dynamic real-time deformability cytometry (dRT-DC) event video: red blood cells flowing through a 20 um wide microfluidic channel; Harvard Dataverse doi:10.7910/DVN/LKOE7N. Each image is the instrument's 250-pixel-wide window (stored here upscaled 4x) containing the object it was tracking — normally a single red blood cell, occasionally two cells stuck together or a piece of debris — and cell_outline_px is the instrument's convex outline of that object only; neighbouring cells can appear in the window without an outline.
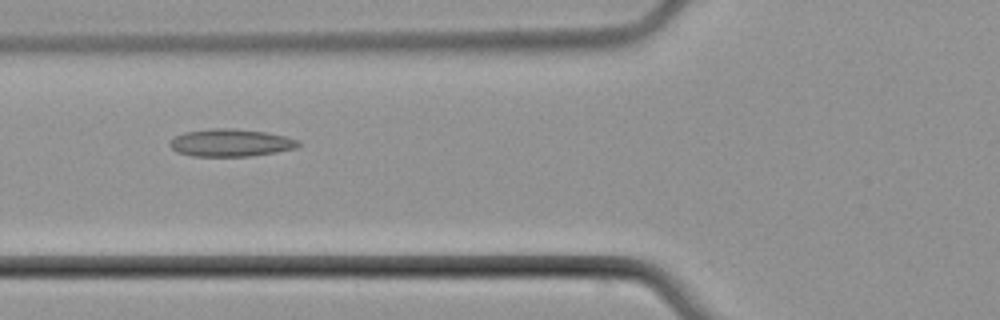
{"species": "common noctule bat (a hibernating species)", "species_latin": "Nyctalus noctula", "temperature_condition": "cold", "stored_images_in_passage": 6, "camera_frame_rate_fps": 3000, "um_per_image_px": 0.085, "animal": {"sex": "male", "body_mass_g": 21.5, "forearm_length_mm": 52.0}, "frame": {"image": 1, "passage_image": 4, "time_ms": 4.0, "image_size_px": [1000, 320], "cell_outline_px": [[300, 144], [296, 148], [276, 152], [252, 156], [192, 156], [176, 152], [168, 144], [176, 136], [184, 132], [212, 128], [232, 128], [268, 132], [300, 140]], "centroid_in_image_um": [19.62, 12.13], "position_along_channel_um": 106.2, "area_um2": 20.69}}
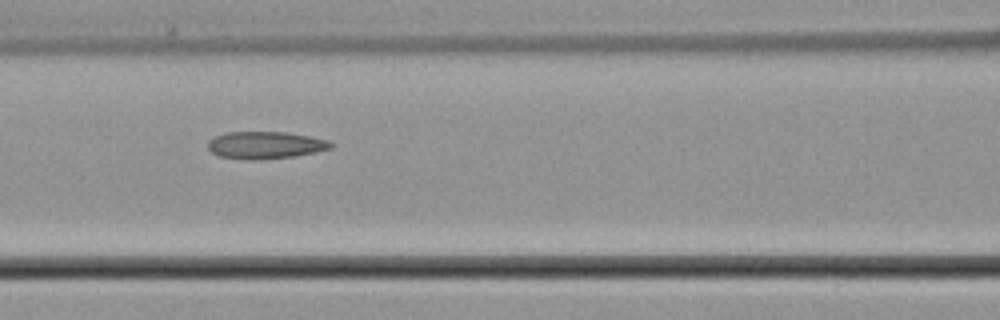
{"frame": {"image": 2, "passage_image": 5, "time_ms": 5.0, "image_size_px": [1000, 320], "cell_outline_px": [[336, 144], [332, 148], [316, 152], [296, 156], [260, 160], [248, 160], [220, 156], [212, 152], [208, 148], [208, 140], [216, 136], [228, 132], [284, 132], [312, 136], [328, 140]], "centroid_in_image_um": [22.61, 12.34], "position_along_channel_um": 144.0, "area_um2": 19.71}}
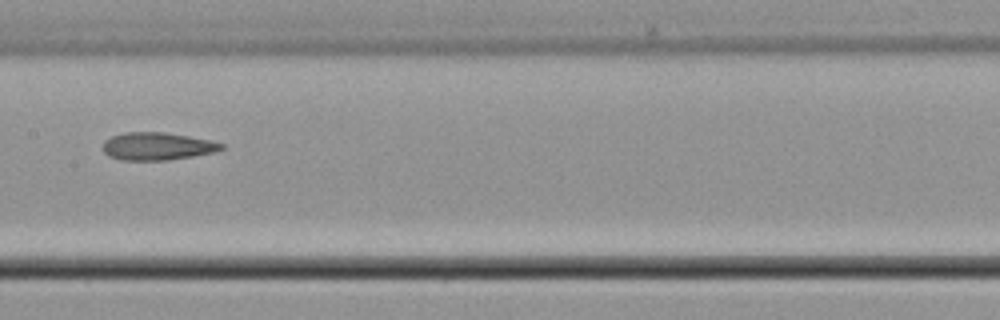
{"frame": {"image": 3, "passage_image": 6, "time_ms": 6.333, "image_size_px": [1000, 320], "cell_outline_px": [[224, 148], [216, 152], [168, 160], [120, 160], [108, 156], [104, 152], [104, 140], [112, 136], [124, 132], [164, 132], [212, 140], [224, 144]], "centroid_in_image_um": [13.38, 12.43], "position_along_channel_um": 194.0, "area_um2": 19.19}}